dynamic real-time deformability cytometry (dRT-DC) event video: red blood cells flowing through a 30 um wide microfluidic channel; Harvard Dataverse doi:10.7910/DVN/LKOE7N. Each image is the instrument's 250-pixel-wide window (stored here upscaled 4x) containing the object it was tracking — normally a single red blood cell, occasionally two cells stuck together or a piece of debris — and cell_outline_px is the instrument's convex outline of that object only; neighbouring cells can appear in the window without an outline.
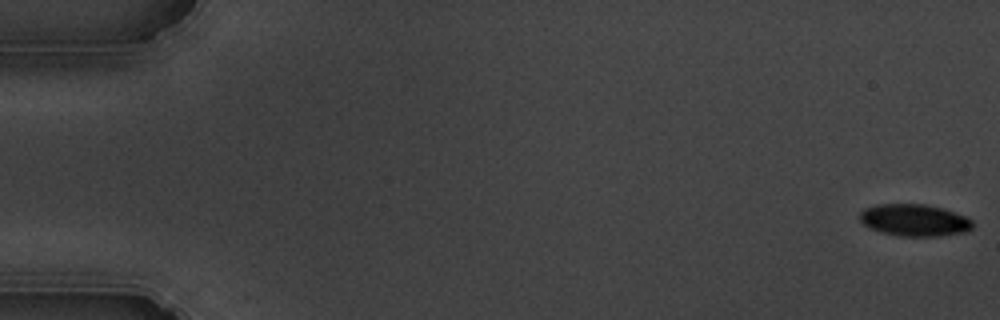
{"species": "common noctule bat (a hibernating species)", "species_latin": "Nyctalus noctula", "temperature_condition": "cold", "stored_images_in_passage": 56, "camera_frame_rate_fps": 3000, "um_per_image_px": 0.085, "animal": {"sex": "male", "body_mass_g": 19.5, "forearm_length_mm": 54.6}, "frame": {"image": 1, "passage_image": 1, "time_ms": 0.0, "image_size_px": [1000, 320], "cell_outline_px": [[972, 228], [968, 232], [940, 236], [900, 236], [880, 232], [868, 228], [860, 220], [860, 212], [864, 208], [876, 204], [924, 204], [940, 208], [964, 216], [972, 220]], "centroid_in_image_um": [77.69, 18.72], "position_along_channel_um": 7.3, "area_um2": 21.04}}
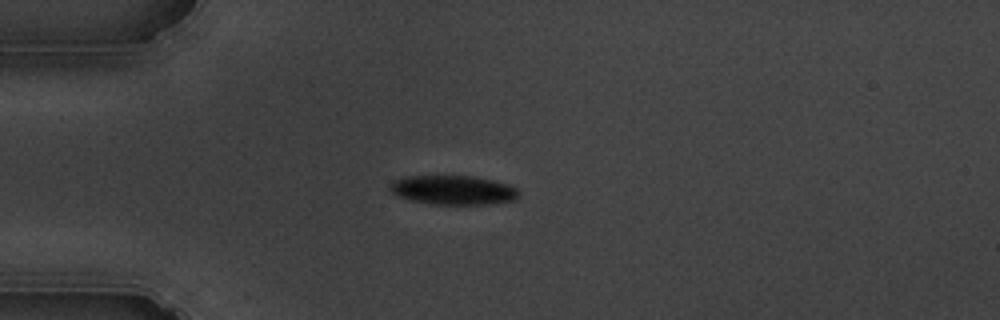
{"frame": {"image": 2, "passage_image": 15, "time_ms": 4.667, "image_size_px": [1000, 320], "cell_outline_px": [[520, 196], [516, 200], [488, 204], [432, 204], [412, 200], [396, 196], [388, 188], [392, 180], [408, 176], [472, 176], [492, 180], [508, 184], [516, 188], [520, 192]], "centroid_in_image_um": [38.53, 16.15], "position_along_channel_um": 46.5, "area_um2": 22.02}}
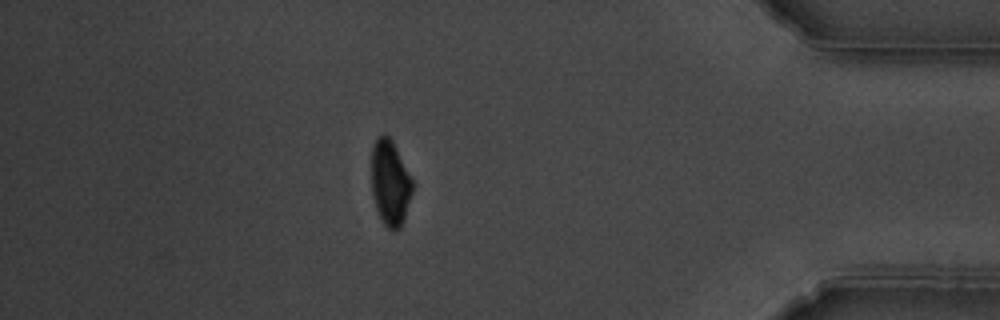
{"frame": {"image": 3, "passage_image": 49, "time_ms": 16.0, "image_size_px": [1000, 320], "cell_outline_px": [[412, 192], [404, 220], [400, 228], [396, 232], [392, 232], [380, 220], [376, 208], [372, 192], [372, 144], [376, 136], [384, 132], [392, 140], [412, 180]], "centroid_in_image_um": [33.14, 15.55], "position_along_channel_um": 402.1, "area_um2": 20.52}, "authors_computed_cell_mechanics": {"area_um2": 22.1952, "velocity_mm_per_s": 3.6289, "shape_relaxation_time_tau1_ms": 2.7267, "shape_relaxation_time_tau2_ms": null, "deformation_change_tau1": 0.106, "deformation_change_tau2": null}}